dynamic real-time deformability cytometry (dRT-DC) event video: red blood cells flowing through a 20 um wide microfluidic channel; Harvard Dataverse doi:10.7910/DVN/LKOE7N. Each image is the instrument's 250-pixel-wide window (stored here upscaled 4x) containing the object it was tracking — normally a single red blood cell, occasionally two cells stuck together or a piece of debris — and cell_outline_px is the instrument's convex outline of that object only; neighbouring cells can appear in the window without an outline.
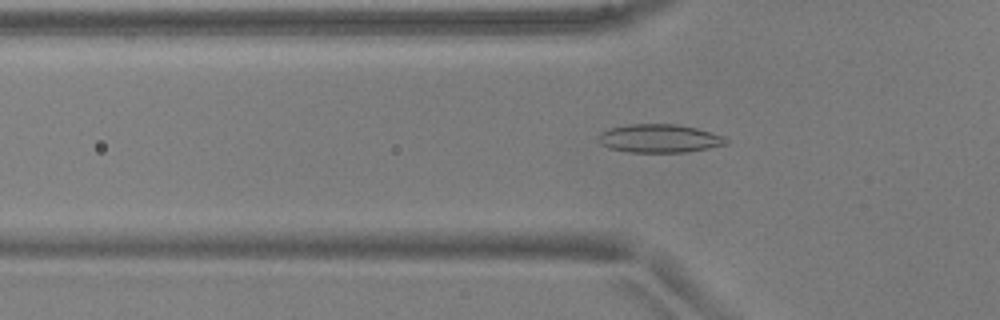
{"species": "common noctule bat (a hibernating species)", "species_latin": "Nyctalus noctula", "temperature_condition": "warm", "stored_images_in_passage": 47, "camera_frame_rate_fps": 3000, "um_per_image_px": 0.085, "animal": {"sex": "male", "body_mass_g": 17.9, "forearm_length_mm": 54.2}, "frame": {"image": 1, "passage_image": 16, "time_ms": 5.0, "image_size_px": [1000, 320], "cell_outline_px": [[728, 144], [708, 148], [684, 152], [628, 152], [608, 148], [600, 144], [600, 132], [612, 128], [628, 124], [676, 124], [696, 128], [724, 136], [728, 140]], "centroid_in_image_um": [56.06, 11.77], "position_along_channel_um": 69.7, "area_um2": 20.98}}
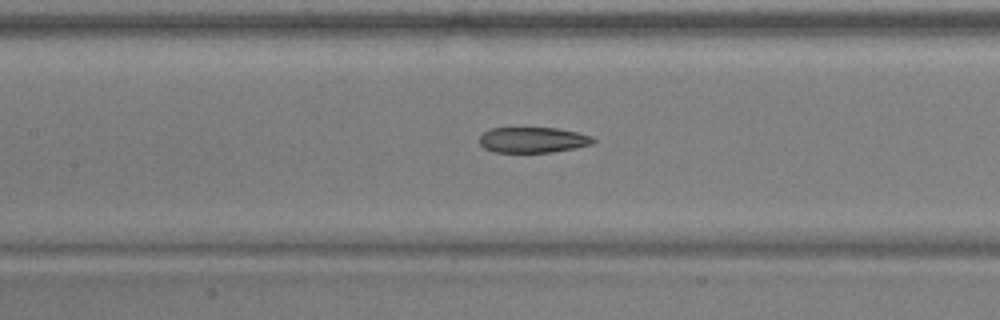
{"frame": {"image": 2, "passage_image": 23, "time_ms": 7.333, "image_size_px": [1000, 320], "cell_outline_px": [[596, 140], [592, 144], [576, 148], [552, 152], [492, 152], [484, 148], [480, 144], [480, 136], [488, 128], [556, 128], [576, 132], [592, 136]], "centroid_in_image_um": [45.29, 11.89], "position_along_channel_um": 162.1, "area_um2": 16.99}}
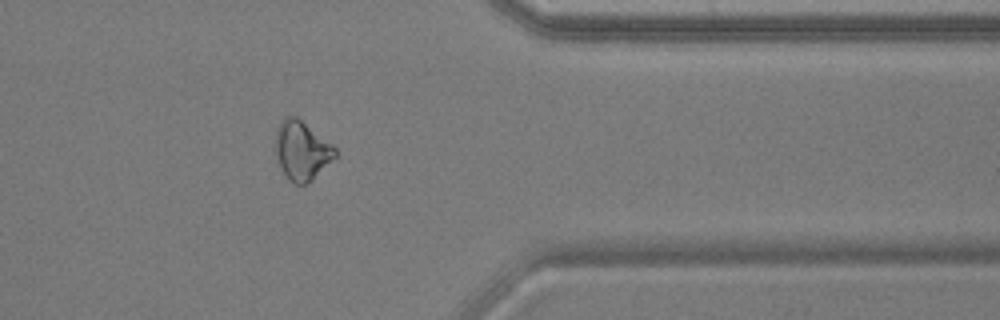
{"frame": {"image": 3, "passage_image": 41, "time_ms": 13.333, "image_size_px": [1000, 320], "cell_outline_px": [[336, 156], [308, 184], [292, 184], [288, 180], [280, 168], [276, 156], [276, 128], [280, 120], [284, 116], [296, 116], [332, 144], [336, 148]], "centroid_in_image_um": [25.62, 12.8], "position_along_channel_um": 385.8, "area_um2": 20.58}, "authors_computed_cell_mechanics": {"area_um2": 19.8254, "velocity_mm_per_s": 3.9343, "shape_relaxation_time_tau1_ms": null, "shape_relaxation_time_tau2_ms": 9.7441, "deformation_change_tau1": null, "deformation_change_tau2": 0.1842}}